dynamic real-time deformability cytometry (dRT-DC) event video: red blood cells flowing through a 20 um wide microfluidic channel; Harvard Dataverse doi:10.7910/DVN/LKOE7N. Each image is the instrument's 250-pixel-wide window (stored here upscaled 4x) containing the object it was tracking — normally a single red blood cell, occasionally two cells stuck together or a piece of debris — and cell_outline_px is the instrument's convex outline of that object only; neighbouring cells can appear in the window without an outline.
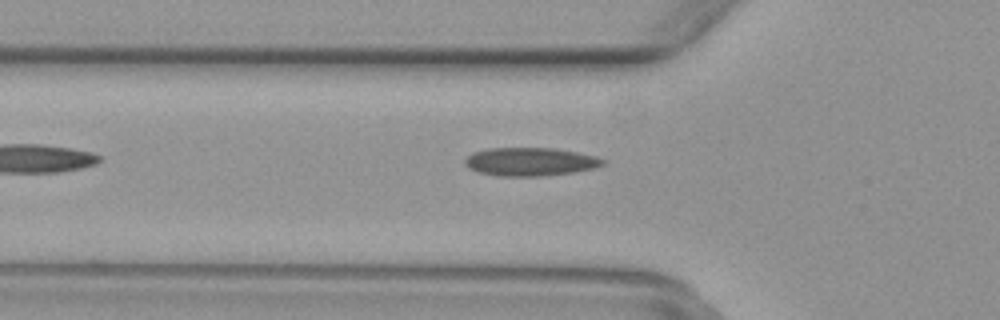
{"species": "common noctule bat (a hibernating species)", "species_latin": "Nyctalus noctula", "temperature_condition": "warm", "stored_images_in_passage": 35, "camera_frame_rate_fps": 3000, "um_per_image_px": 0.085, "animal": {"sex": "female", "body_mass_g": 29.2, "forearm_length_mm": 56.3}, "frame": {"image": 1, "passage_image": 2, "time_ms": 0.333, "image_size_px": [1000, 320], "cell_outline_px": [[604, 164], [592, 168], [572, 172], [540, 176], [500, 176], [476, 172], [468, 168], [464, 164], [464, 160], [472, 152], [488, 148], [552, 148], [576, 152], [592, 156], [604, 160]], "centroid_in_image_um": [44.97, 13.74], "position_along_channel_um": 80.8, "area_um2": 22.54}}
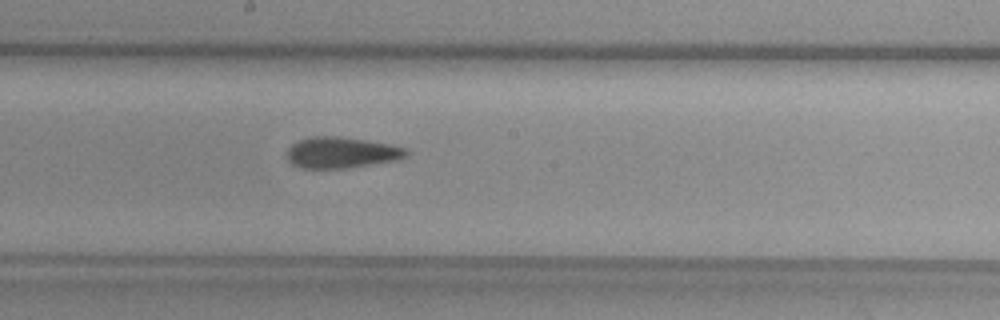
{"frame": {"image": 2, "passage_image": 12, "time_ms": 3.667, "image_size_px": [1000, 320], "cell_outline_px": [[408, 152], [404, 156], [396, 160], [344, 168], [300, 168], [292, 164], [288, 160], [288, 148], [292, 144], [300, 140], [312, 136], [340, 136], [364, 140], [404, 148]], "centroid_in_image_um": [28.94, 12.97], "position_along_channel_um": 219.3, "area_um2": 21.1}}
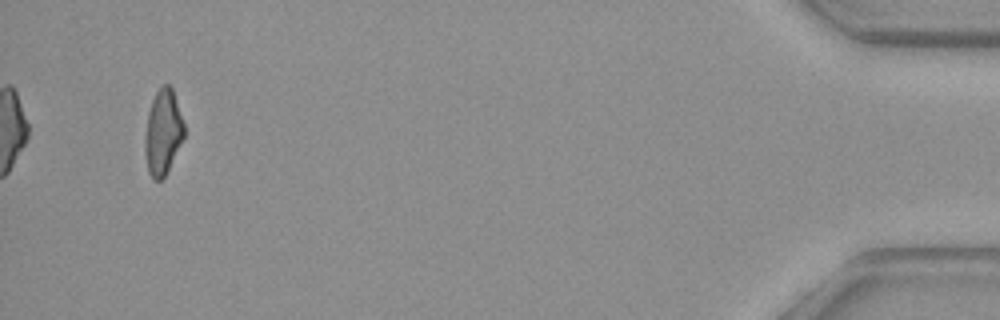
{"frame": {"image": 3, "passage_image": 33, "time_ms": 10.667, "image_size_px": [1000, 320], "cell_outline_px": [[184, 136], [164, 176], [160, 180], [152, 180], [148, 172], [144, 152], [144, 136], [148, 112], [152, 100], [156, 92], [164, 84], [168, 84], [172, 88], [184, 124]], "centroid_in_image_um": [13.81, 11.24], "position_along_channel_um": 421.4, "area_um2": 19.25}}